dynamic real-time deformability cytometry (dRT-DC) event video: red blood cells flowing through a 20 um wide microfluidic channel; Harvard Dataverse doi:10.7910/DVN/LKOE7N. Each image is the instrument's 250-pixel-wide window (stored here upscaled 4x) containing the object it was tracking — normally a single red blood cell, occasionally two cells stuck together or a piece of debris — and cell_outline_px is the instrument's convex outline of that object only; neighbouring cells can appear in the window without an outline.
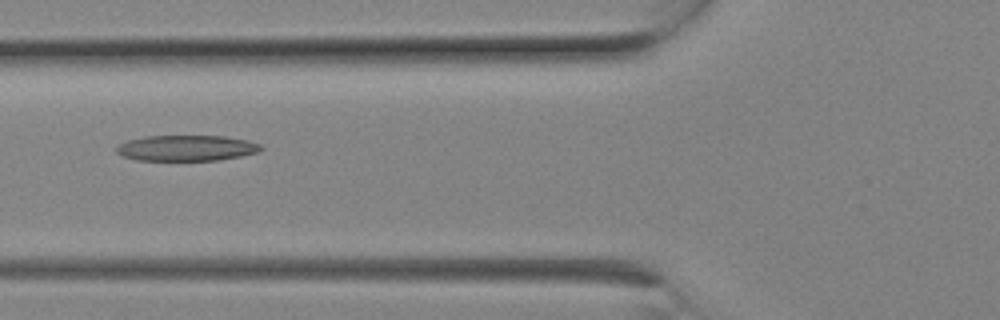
{"species": "Egyptian fruit bat (a non-hibernating species)", "species_latin": "Rousettus aegyptiacus", "temperature_condition": "room temperature", "stored_images_in_passage": 8, "camera_frame_rate_fps": 3000, "um_per_image_px": 0.085, "animal": {"sex": "female"}, "frame": {"image": 1, "passage_image": 6, "time_ms": 1.667, "image_size_px": [1000, 320], "cell_outline_px": [[264, 148], [256, 152], [240, 156], [220, 160], [136, 160], [124, 156], [116, 152], [116, 148], [120, 144], [128, 140], [144, 136], [224, 136], [248, 140], [260, 144]], "centroid_in_image_um": [15.86, 12.58], "position_along_channel_um": 109.9, "area_um2": 21.56}}
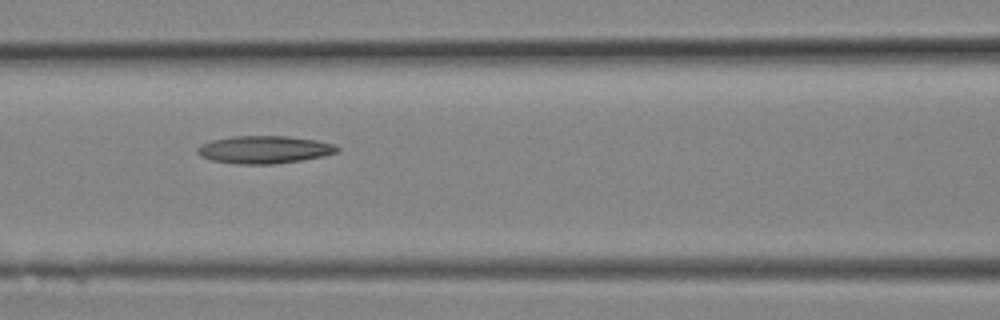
{"frame": {"image": 2, "passage_image": 7, "time_ms": 2.0, "image_size_px": [1000, 320], "cell_outline_px": [[340, 148], [336, 152], [324, 156], [276, 164], [236, 164], [212, 160], [200, 156], [196, 152], [196, 148], [200, 144], [212, 140], [232, 136], [288, 136], [316, 140], [336, 144]], "centroid_in_image_um": [22.45, 12.71], "position_along_channel_um": 144.2, "area_um2": 22.66}}
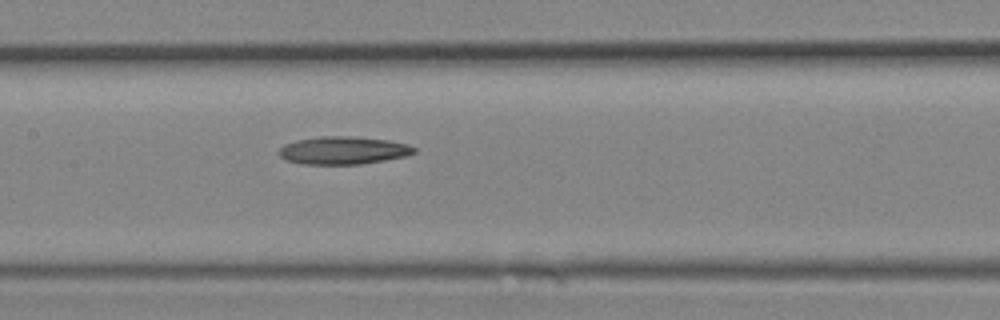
{"frame": {"image": 3, "passage_image": 8, "time_ms": 2.333, "image_size_px": [1000, 320], "cell_outline_px": [[416, 152], [408, 156], [360, 164], [304, 164], [288, 160], [280, 156], [280, 148], [284, 144], [296, 140], [320, 136], [348, 136], [388, 140], [408, 144], [416, 148]], "centroid_in_image_um": [29.21, 12.78], "position_along_channel_um": 178.2, "area_um2": 21.79}}